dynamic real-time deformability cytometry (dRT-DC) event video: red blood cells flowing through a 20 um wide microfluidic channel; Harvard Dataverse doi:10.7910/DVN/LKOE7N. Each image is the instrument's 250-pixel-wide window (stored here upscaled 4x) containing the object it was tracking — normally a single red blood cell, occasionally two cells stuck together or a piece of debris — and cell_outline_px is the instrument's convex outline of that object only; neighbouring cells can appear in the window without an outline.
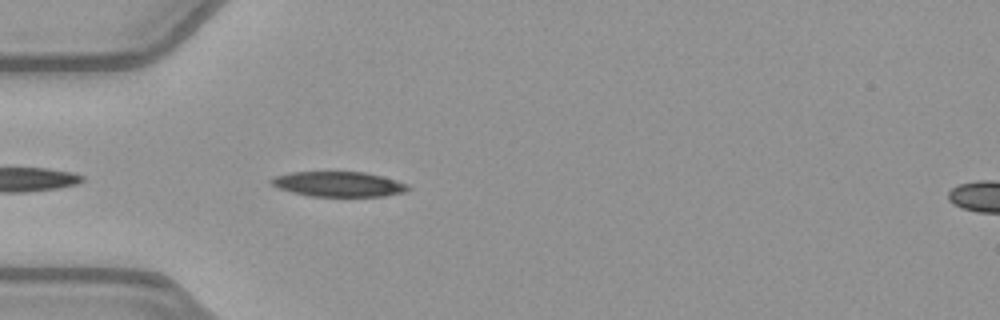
{"species": "common noctule bat (a hibernating species)", "species_latin": "Nyctalus noctula", "temperature_condition": "warm", "stored_images_in_passage": 7, "camera_frame_rate_fps": 3000, "um_per_image_px": 0.085, "animal": {"sex": "female", "body_mass_g": 21.9}, "frame": {"image": 1, "passage_image": 3, "time_ms": 0.667, "image_size_px": [1000, 320], "cell_outline_px": [[412, 188], [404, 192], [384, 196], [308, 196], [292, 192], [280, 188], [272, 184], [268, 180], [276, 176], [292, 172], [364, 172], [396, 180], [408, 184]], "centroid_in_image_um": [28.8, 15.65], "position_along_channel_um": 56.2, "area_um2": 19.83}}